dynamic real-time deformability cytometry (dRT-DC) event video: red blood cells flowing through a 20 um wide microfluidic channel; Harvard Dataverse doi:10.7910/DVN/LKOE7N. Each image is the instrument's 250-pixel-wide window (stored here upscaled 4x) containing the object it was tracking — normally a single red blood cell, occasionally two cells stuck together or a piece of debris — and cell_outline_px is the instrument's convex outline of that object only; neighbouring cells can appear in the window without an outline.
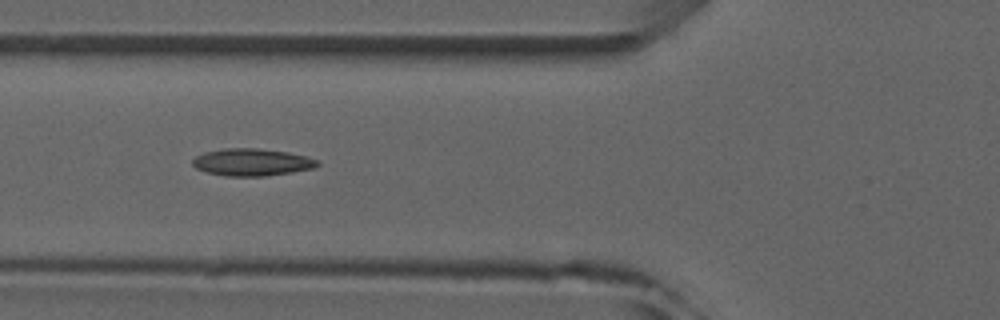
{"species": "common noctule bat (a hibernating species)", "species_latin": "Nyctalus noctula", "temperature_condition": "room temperature", "stored_images_in_passage": 5, "camera_frame_rate_fps": 3000, "um_per_image_px": 0.085, "animal": {"sex": "male", "forearm_length_mm": 52.5}, "frame": {"image": 1, "passage_image": 5, "time_ms": 4.333, "image_size_px": [1000, 320], "cell_outline_px": [[320, 164], [312, 168], [292, 172], [264, 176], [224, 176], [204, 172], [196, 168], [192, 164], [192, 160], [196, 156], [204, 152], [224, 148], [256, 148], [288, 152], [308, 156], [316, 160]], "centroid_in_image_um": [21.37, 13.79], "position_along_channel_um": 104.4, "area_um2": 19.88}}